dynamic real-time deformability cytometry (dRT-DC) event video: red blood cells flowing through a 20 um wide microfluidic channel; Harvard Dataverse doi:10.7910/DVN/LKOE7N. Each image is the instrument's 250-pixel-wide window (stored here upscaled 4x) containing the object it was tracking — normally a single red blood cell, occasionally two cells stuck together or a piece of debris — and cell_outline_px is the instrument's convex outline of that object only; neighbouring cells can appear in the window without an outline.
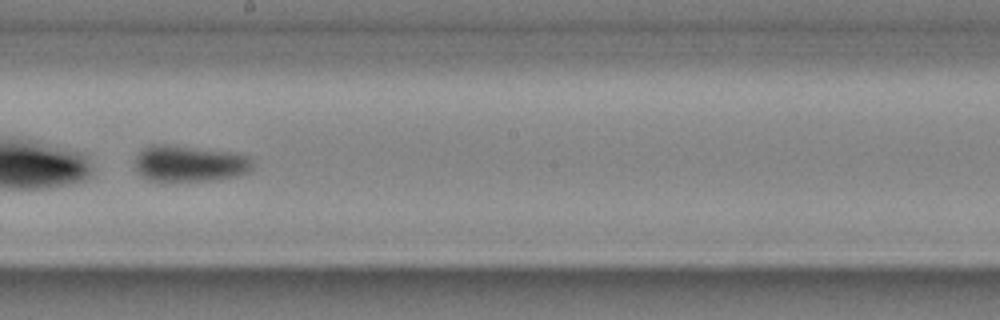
{"species": "common noctule bat (a hibernating species)", "species_latin": "Nyctalus noctula", "temperature_condition": "cold", "stored_images_in_passage": 41, "camera_frame_rate_fps": 3000, "um_per_image_px": 0.085, "animal": {"sex": "male", "body_mass_g": 20.4}, "frame": {"image": 1, "passage_image": 24, "time_ms": 7.667, "image_size_px": [1000, 320], "cell_outline_px": [[252, 172], [240, 176], [220, 180], [180, 184], [164, 184], [148, 180], [140, 176], [132, 168], [132, 160], [144, 148], [152, 144], [164, 144], [236, 152], [248, 156], [252, 160]], "centroid_in_image_um": [16.06, 13.97], "position_along_channel_um": 232.1, "area_um2": 26.76}}
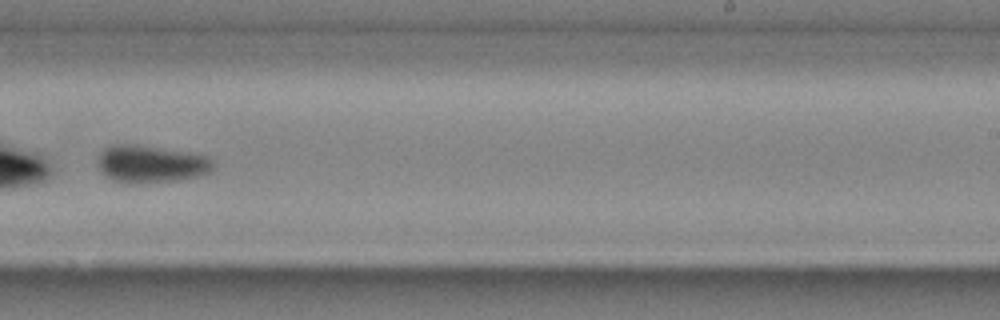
{"frame": {"image": 2, "passage_image": 27, "time_ms": 8.667, "image_size_px": [1000, 320], "cell_outline_px": [[216, 164], [212, 172], [196, 176], [176, 180], [112, 180], [100, 168], [96, 160], [96, 156], [104, 148], [112, 144], [136, 144], [196, 152], [212, 156]], "centroid_in_image_um": [12.93, 13.85], "position_along_channel_um": 276.1, "area_um2": 24.97}}